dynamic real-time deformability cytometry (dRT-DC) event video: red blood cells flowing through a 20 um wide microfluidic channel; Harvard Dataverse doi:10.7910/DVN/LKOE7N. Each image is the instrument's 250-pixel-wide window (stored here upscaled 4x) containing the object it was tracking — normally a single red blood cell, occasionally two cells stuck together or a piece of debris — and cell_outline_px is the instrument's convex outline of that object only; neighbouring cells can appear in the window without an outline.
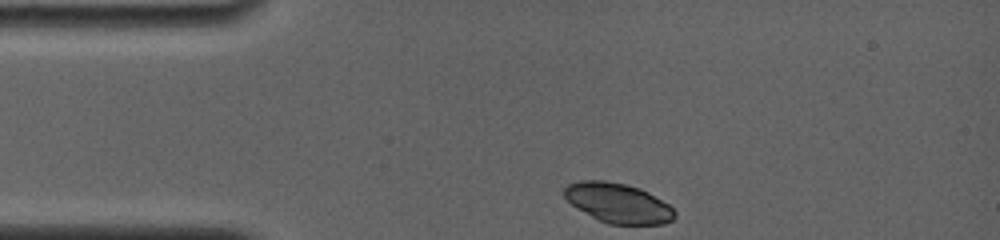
{"species": "common noctule bat (a hibernating species)", "species_latin": "Nyctalus noctula", "temperature_condition": "room temperature", "stored_images_in_passage": 38, "camera_frame_rate_fps": 4000, "um_per_image_px": 0.085, "animal": {"sex": "female", "body_mass_g": 19.0, "forearm_length_mm": 56.7}, "frame": {"image": 1, "passage_image": 1, "time_ms": 0.0, "image_size_px": [1000, 240], "cell_outline_px": [[676, 216], [672, 220], [664, 224], [608, 224], [576, 208], [564, 196], [564, 188], [568, 184], [580, 180], [604, 180], [624, 184], [640, 188], [648, 192], [668, 204], [676, 212]], "centroid_in_image_um": [52.54, 17.25], "position_along_channel_um": 32.5, "area_um2": 25.43}}
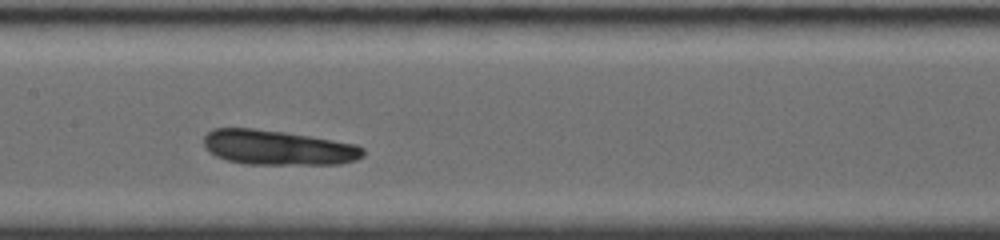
{"frame": {"image": 2, "passage_image": 14, "time_ms": 5.0, "image_size_px": [1000, 240], "cell_outline_px": [[364, 156], [356, 160], [340, 164], [244, 164], [228, 160], [216, 156], [208, 152], [204, 148], [204, 136], [212, 128], [252, 128], [284, 132], [356, 144], [364, 148]], "centroid_in_image_um": [23.6, 12.55], "position_along_channel_um": 183.8, "area_um2": 32.37}}
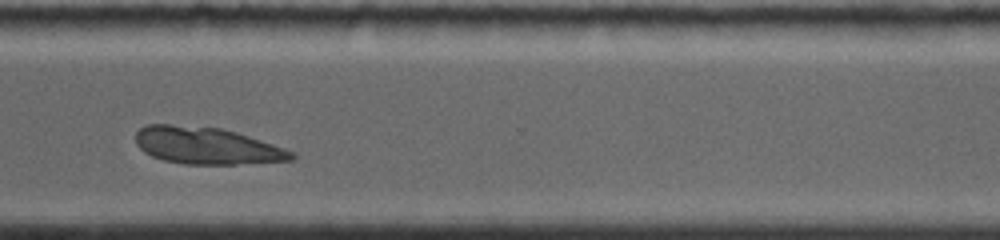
{"frame": {"image": 3, "passage_image": 28, "time_ms": 9.5, "image_size_px": [1000, 240], "cell_outline_px": [[296, 156], [292, 160], [236, 164], [184, 164], [164, 160], [152, 156], [144, 152], [136, 144], [136, 132], [140, 128], [148, 124], [168, 124], [220, 128], [236, 132], [284, 148], [292, 152]], "centroid_in_image_um": [17.53, 12.38], "position_along_channel_um": 353.1, "area_um2": 33.29}}